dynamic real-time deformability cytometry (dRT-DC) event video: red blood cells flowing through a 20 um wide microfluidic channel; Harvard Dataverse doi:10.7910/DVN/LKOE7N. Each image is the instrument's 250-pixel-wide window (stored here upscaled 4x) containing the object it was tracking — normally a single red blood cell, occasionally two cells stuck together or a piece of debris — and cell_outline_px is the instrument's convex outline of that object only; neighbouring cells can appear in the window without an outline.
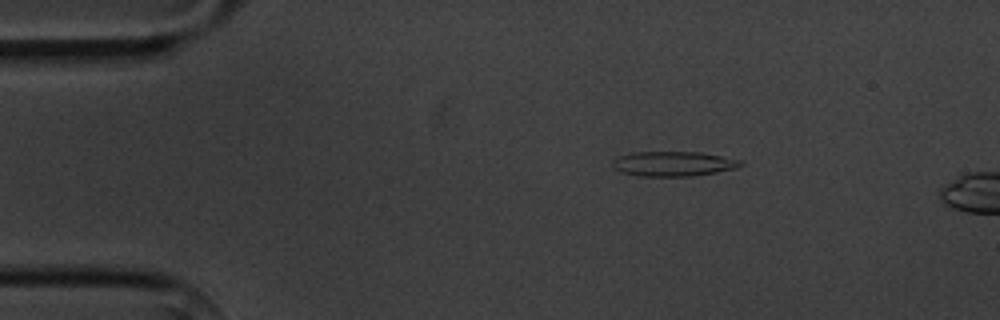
{"species": "common noctule bat (a hibernating species)", "species_latin": "Nyctalus noctula", "temperature_condition": "cold", "stored_images_in_passage": 2, "camera_frame_rate_fps": 3000, "um_per_image_px": 0.085, "animal": {"sex": "male", "body_mass_g": 20.1, "forearm_length_mm": 53.5}, "frame": {"image": 1, "passage_image": 1, "time_ms": 0.0, "image_size_px": [1000, 320], "cell_outline_px": [[744, 164], [736, 168], [716, 172], [692, 176], [640, 176], [624, 172], [612, 168], [612, 160], [620, 156], [632, 152], [700, 152], [740, 160]], "centroid_in_image_um": [57.21, 13.92], "position_along_channel_um": 27.8, "area_um2": 18.38}}